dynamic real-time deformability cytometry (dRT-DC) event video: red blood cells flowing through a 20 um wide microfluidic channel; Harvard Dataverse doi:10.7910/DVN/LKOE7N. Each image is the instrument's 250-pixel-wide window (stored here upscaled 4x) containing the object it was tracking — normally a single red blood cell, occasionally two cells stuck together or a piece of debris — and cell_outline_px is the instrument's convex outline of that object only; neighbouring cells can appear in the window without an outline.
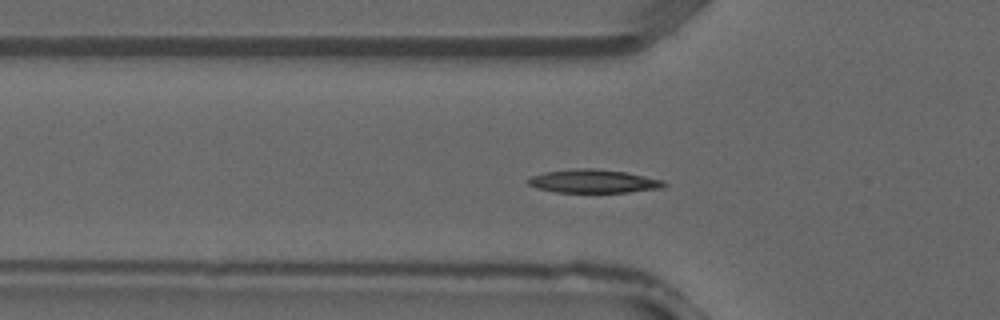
{"species": "common noctule bat (a hibernating species)", "species_latin": "Nyctalus noctula", "temperature_condition": "warm", "stored_images_in_passage": 37, "camera_frame_rate_fps": 3000, "um_per_image_px": 0.085, "animal": {"sex": "male", "forearm_length_mm": 52.5}, "frame": {"image": 1, "passage_image": 11, "time_ms": 3.333, "image_size_px": [1000, 320], "cell_outline_px": [[668, 184], [664, 188], [628, 192], [552, 192], [536, 188], [528, 184], [524, 180], [532, 176], [544, 172], [576, 168], [592, 168], [624, 172], [660, 180]], "centroid_in_image_um": [50.37, 15.41], "position_along_channel_um": 75.4, "area_um2": 18.5}}
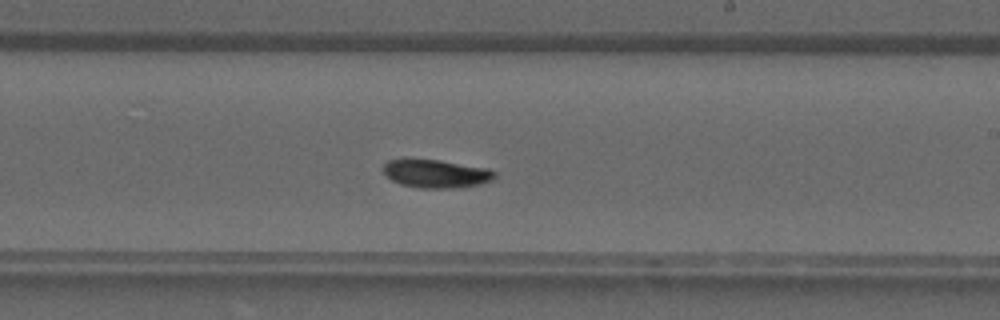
{"frame": {"image": 2, "passage_image": 21, "time_ms": 6.667, "image_size_px": [1000, 320], "cell_outline_px": [[496, 176], [492, 180], [480, 184], [460, 188], [420, 188], [400, 184], [392, 180], [384, 172], [384, 164], [388, 160], [440, 160], [488, 168], [496, 172]], "centroid_in_image_um": [37.12, 14.78], "position_along_channel_um": 251.9, "area_um2": 18.21}}
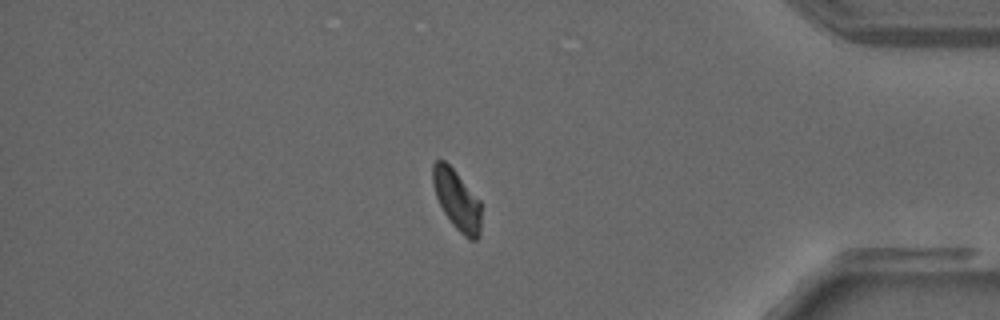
{"frame": {"image": 3, "passage_image": 31, "time_ms": 10.0, "image_size_px": [1000, 320], "cell_outline_px": [[480, 236], [476, 240], [468, 240], [452, 224], [444, 212], [436, 196], [432, 180], [432, 164], [436, 160], [444, 160], [452, 168], [480, 200]], "centroid_in_image_um": [38.83, 17.01], "position_along_channel_um": 396.4, "area_um2": 16.76}}